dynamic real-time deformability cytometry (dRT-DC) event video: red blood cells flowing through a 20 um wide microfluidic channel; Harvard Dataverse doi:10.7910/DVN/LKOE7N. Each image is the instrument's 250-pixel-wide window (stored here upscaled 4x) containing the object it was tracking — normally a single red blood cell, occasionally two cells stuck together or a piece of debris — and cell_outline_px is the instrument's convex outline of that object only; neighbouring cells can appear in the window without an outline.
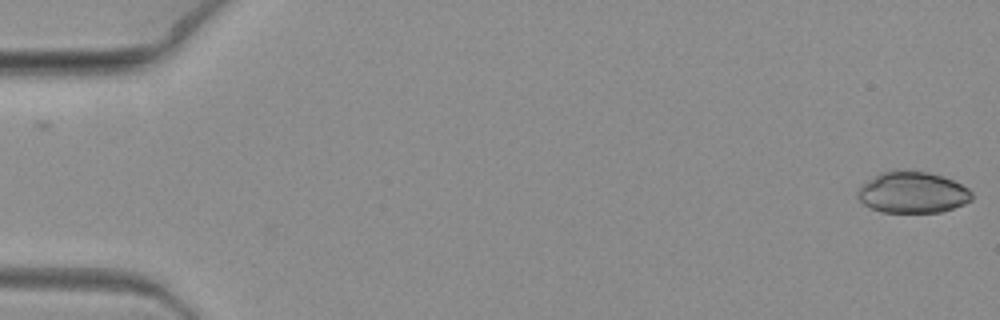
{"species": "common noctule bat (a hibernating species)", "species_latin": "Nyctalus noctula", "temperature_condition": "warm", "stored_images_in_passage": 3, "camera_frame_rate_fps": 3000, "um_per_image_px": 0.085, "animal": {"sex": "female", "body_mass_g": 19.3, "forearm_length_mm": 54.1}, "frame": {"image": 1, "passage_image": 3, "time_ms": 0.667, "image_size_px": [1000, 320], "cell_outline_px": [[972, 200], [964, 204], [940, 212], [880, 212], [864, 204], [856, 196], [856, 192], [868, 180], [880, 172], [892, 168], [912, 168], [944, 176], [968, 188], [972, 192]], "centroid_in_image_um": [77.55, 16.31], "position_along_channel_um": 7.4, "area_um2": 28.03}}